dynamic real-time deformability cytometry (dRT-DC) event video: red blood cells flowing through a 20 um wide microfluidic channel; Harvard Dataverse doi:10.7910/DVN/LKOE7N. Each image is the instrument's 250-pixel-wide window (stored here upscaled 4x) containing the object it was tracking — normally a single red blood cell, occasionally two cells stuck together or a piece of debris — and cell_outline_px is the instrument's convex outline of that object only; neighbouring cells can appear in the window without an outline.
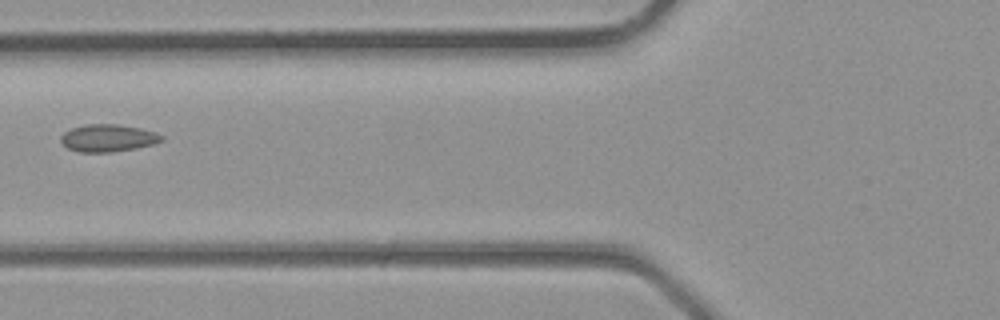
{"species": "common noctule bat (a hibernating species)", "species_latin": "Nyctalus noctula", "temperature_condition": "room temperature", "stored_images_in_passage": 5, "camera_frame_rate_fps": 3000, "um_per_image_px": 0.085, "animal": {"sex": "male", "body_mass_g": 23.1, "forearm_length_mm": 52.7}, "frame": {"image": 1, "passage_image": 5, "time_ms": 1.333, "image_size_px": [1000, 320], "cell_outline_px": [[164, 140], [152, 144], [136, 148], [112, 152], [80, 152], [68, 148], [60, 140], [60, 136], [64, 132], [72, 128], [84, 124], [116, 124], [140, 128], [156, 132], [164, 136]], "centroid_in_image_um": [9.18, 11.73], "position_along_channel_um": 116.6, "area_um2": 16.07}}